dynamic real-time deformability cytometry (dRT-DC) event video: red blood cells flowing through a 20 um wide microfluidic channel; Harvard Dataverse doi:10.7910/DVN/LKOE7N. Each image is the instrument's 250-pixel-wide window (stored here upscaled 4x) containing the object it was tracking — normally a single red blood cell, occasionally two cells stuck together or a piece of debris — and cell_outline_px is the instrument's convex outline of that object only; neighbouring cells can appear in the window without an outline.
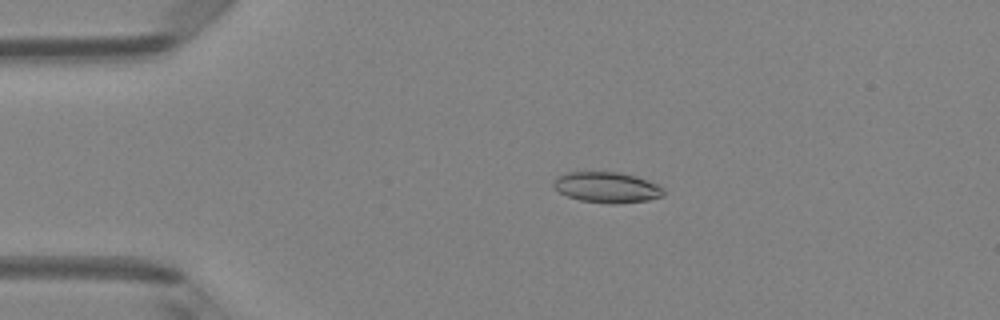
{"species": "Egyptian fruit bat (a non-hibernating species)", "species_latin": "Rousettus aegyptiacus", "temperature_condition": "room temperature", "stored_images_in_passage": 5, "camera_frame_rate_fps": 3000, "um_per_image_px": 0.085, "animal": {"sex": "female"}, "frame": {"image": 1, "passage_image": 4, "time_ms": 3.333, "image_size_px": [1000, 320], "cell_outline_px": [[664, 196], [648, 200], [616, 204], [612, 204], [580, 200], [568, 196], [552, 188], [552, 184], [556, 176], [568, 172], [620, 172], [660, 184], [664, 188]], "centroid_in_image_um": [51.59, 15.92], "position_along_channel_um": 33.4, "area_um2": 19.83}}